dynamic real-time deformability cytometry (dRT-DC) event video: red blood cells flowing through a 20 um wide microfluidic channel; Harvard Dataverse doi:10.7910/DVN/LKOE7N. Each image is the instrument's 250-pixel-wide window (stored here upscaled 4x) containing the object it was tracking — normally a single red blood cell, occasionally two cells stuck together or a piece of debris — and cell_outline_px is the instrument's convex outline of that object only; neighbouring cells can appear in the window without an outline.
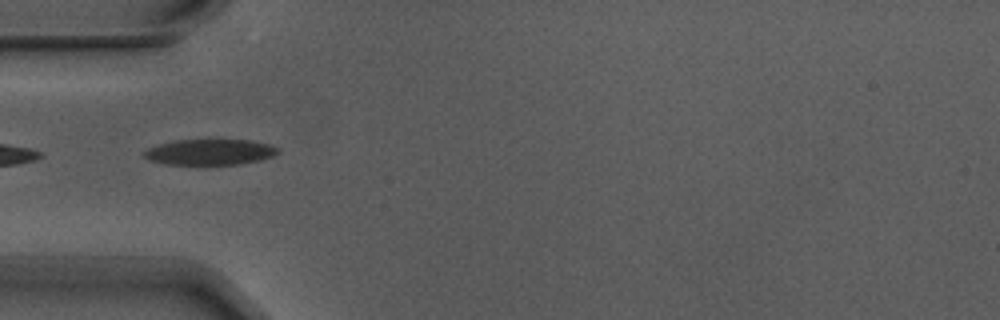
{"species": "Egyptian fruit bat (a non-hibernating species)", "species_latin": "Rousettus aegyptiacus", "temperature_condition": "warm", "stored_images_in_passage": 8, "camera_frame_rate_fps": 3000, "um_per_image_px": 0.085, "animal": {"sex": "male"}, "frame": {"image": 1, "passage_image": 4, "time_ms": 1.0, "image_size_px": [1000, 320], "cell_outline_px": [[280, 152], [272, 156], [260, 160], [236, 164], [164, 164], [152, 160], [144, 156], [144, 152], [148, 148], [160, 144], [176, 140], [252, 140], [268, 144], [280, 148]], "centroid_in_image_um": [17.89, 12.92], "position_along_channel_um": 67.1, "area_um2": 19.83}}
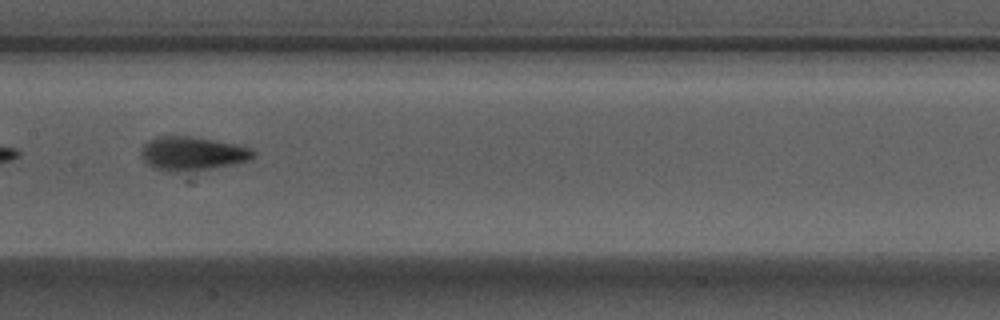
{"frame": {"image": 2, "passage_image": 7, "time_ms": 2.0, "image_size_px": [1000, 320], "cell_outline_px": [[256, 156], [248, 160], [208, 168], [176, 172], [168, 172], [156, 168], [148, 164], [144, 160], [140, 152], [140, 148], [148, 140], [156, 136], [188, 136], [236, 144], [252, 148], [256, 152]], "centroid_in_image_um": [16.31, 13.03], "position_along_channel_um": 191.1, "area_um2": 21.79}}
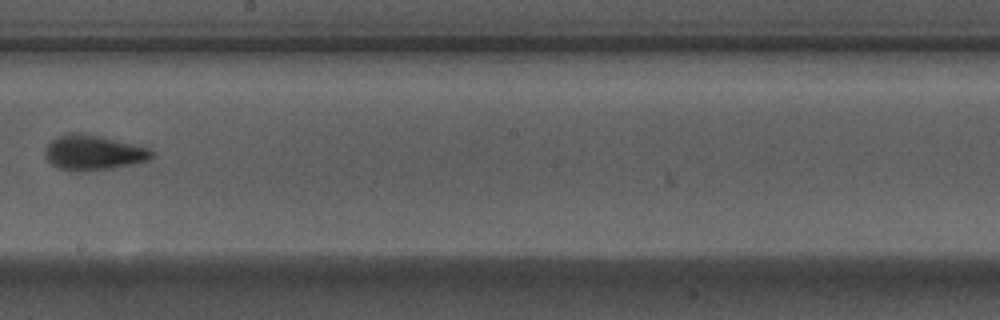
{"frame": {"image": 3, "passage_image": 8, "time_ms": 2.333, "image_size_px": [1000, 320], "cell_outline_px": [[152, 156], [148, 160], [112, 168], [80, 172], [76, 172], [60, 168], [52, 164], [44, 156], [44, 148], [52, 140], [68, 132], [80, 132], [132, 144], [148, 148], [152, 152]], "centroid_in_image_um": [7.86, 12.98], "position_along_channel_um": 240.3, "area_um2": 21.44}}